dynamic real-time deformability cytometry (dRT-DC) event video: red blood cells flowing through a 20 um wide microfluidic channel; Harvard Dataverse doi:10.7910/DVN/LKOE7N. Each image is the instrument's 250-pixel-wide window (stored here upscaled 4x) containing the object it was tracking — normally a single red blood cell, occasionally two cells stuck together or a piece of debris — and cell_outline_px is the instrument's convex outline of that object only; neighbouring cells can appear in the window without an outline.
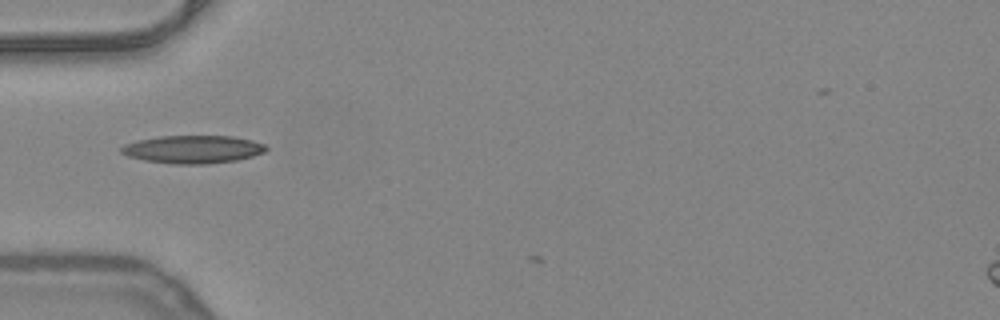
{"species": "common noctule bat (a hibernating species)", "species_latin": "Nyctalus noctula", "temperature_condition": "warm", "stored_images_in_passage": 2, "camera_frame_rate_fps": 3000, "um_per_image_px": 0.085, "animal": {"sex": "female", "body_mass_g": 24.6, "forearm_length_mm": 56.2}, "frame": {"image": 1, "passage_image": 1, "time_ms": 0.0, "image_size_px": [1000, 320], "cell_outline_px": [[268, 148], [264, 152], [252, 156], [236, 160], [208, 164], [172, 164], [144, 160], [128, 156], [120, 152], [120, 148], [124, 144], [136, 140], [160, 136], [232, 136], [252, 140], [264, 144]], "centroid_in_image_um": [16.37, 12.69], "position_along_channel_um": 68.6, "area_um2": 23.64}}